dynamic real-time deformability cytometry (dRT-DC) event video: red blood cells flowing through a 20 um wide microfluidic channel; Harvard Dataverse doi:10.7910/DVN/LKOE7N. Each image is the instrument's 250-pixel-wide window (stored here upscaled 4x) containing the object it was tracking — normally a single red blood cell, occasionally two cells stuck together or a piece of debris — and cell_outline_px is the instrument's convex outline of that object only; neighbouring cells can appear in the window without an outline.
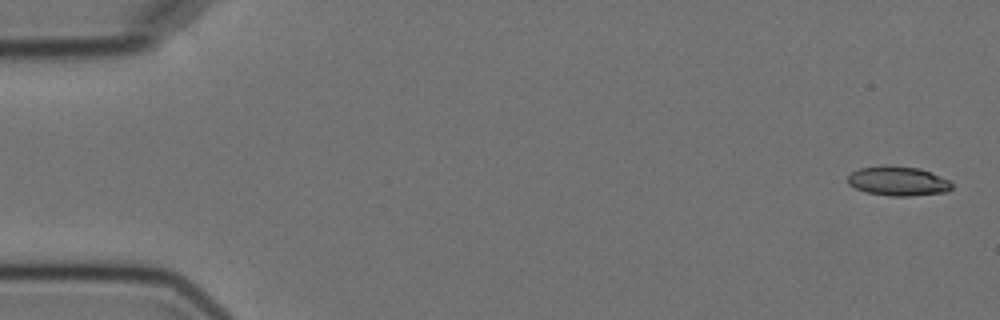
{"species": "Egyptian fruit bat (a non-hibernating species)", "species_latin": "Rousettus aegyptiacus", "temperature_condition": "cold", "stored_images_in_passage": 6, "camera_frame_rate_fps": 3000, "um_per_image_px": 0.085, "animal": {"sex": "female"}, "frame": {"image": 1, "passage_image": 1, "time_ms": 0.0, "image_size_px": [1000, 320], "cell_outline_px": [[952, 188], [948, 192], [912, 196], [888, 196], [864, 192], [848, 184], [848, 176], [852, 172], [860, 168], [920, 168], [932, 172], [948, 180], [952, 184]], "centroid_in_image_um": [76.38, 15.45], "position_along_channel_um": 8.6, "area_um2": 17.28}}